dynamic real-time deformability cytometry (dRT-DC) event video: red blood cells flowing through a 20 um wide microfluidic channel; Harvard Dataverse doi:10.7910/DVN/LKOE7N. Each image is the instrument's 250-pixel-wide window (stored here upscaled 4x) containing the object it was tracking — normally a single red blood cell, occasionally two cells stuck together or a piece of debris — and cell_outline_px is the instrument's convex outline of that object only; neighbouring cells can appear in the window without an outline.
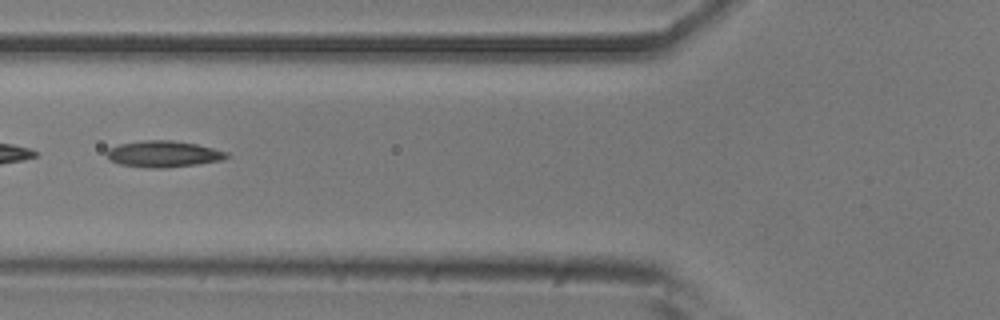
{"species": "common noctule bat (a hibernating species)", "species_latin": "Nyctalus noctula", "temperature_condition": "room temperature", "stored_images_in_passage": 40, "camera_frame_rate_fps": 3000, "um_per_image_px": 0.085, "animal": {"sex": "male", "body_mass_g": 20.5, "forearm_length_mm": 52.5}, "frame": {"image": 1, "passage_image": 8, "time_ms": 2.333, "image_size_px": [1000, 320], "cell_outline_px": [[228, 156], [224, 160], [196, 164], [164, 168], [144, 168], [120, 164], [108, 160], [104, 152], [108, 148], [120, 144], [144, 140], [172, 140], [196, 144], [228, 152]], "centroid_in_image_um": [13.84, 13.09], "position_along_channel_um": 112.0, "area_um2": 18.55}}
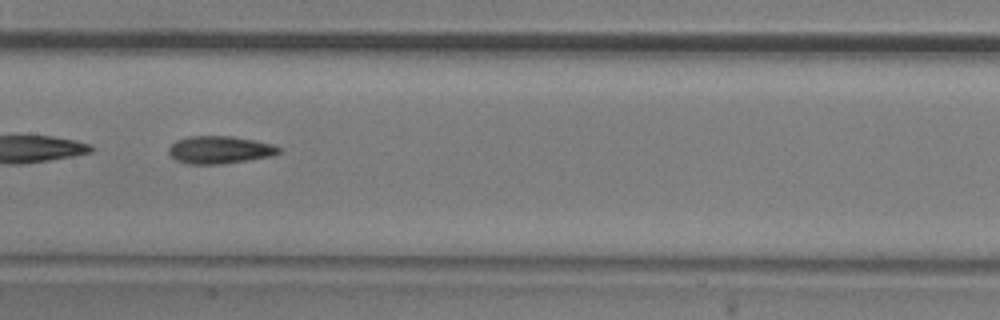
{"frame": {"image": 2, "passage_image": 14, "time_ms": 4.333, "image_size_px": [1000, 320], "cell_outline_px": [[284, 152], [272, 156], [220, 164], [188, 164], [176, 160], [168, 152], [168, 148], [176, 140], [188, 136], [232, 136], [256, 140], [272, 144], [284, 148]], "centroid_in_image_um": [18.73, 12.73], "position_along_channel_um": 188.7, "area_um2": 17.92}}
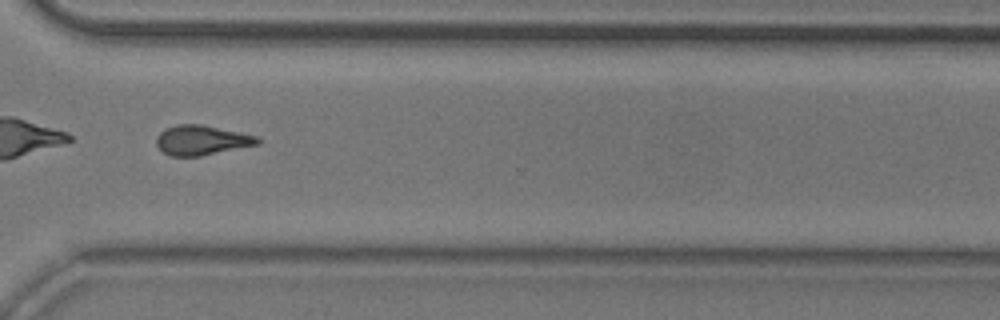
{"frame": {"image": 3, "passage_image": 27, "time_ms": 8.667, "image_size_px": [1000, 320], "cell_outline_px": [[260, 144], [200, 156], [172, 156], [164, 152], [156, 144], [156, 136], [164, 128], [176, 124], [200, 124], [256, 136], [260, 140]], "centroid_in_image_um": [17.1, 11.91], "position_along_channel_um": 353.5, "area_um2": 17.4}, "authors_computed_cell_mechanics": {"area_um2": 17.4556, "velocity_mm_per_s": 3.8236, "shape_relaxation_time_tau1_ms": 6.348, "shape_relaxation_time_tau2_ms": 4.6546, "deformation_change_tau1": 0.1591, "deformation_change_tau2": 0.1476}}